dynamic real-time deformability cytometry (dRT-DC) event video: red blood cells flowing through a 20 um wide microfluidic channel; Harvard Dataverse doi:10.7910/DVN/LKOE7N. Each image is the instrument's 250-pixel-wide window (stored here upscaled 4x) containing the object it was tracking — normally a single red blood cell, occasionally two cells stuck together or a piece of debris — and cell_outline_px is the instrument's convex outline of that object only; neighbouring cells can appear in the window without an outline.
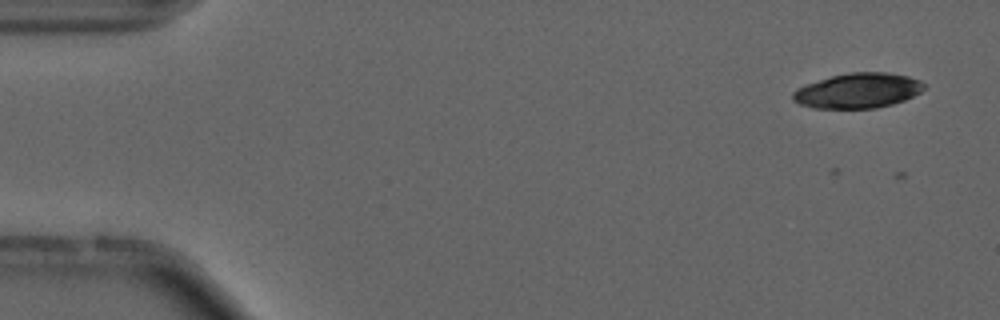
{"species": "common noctule bat (a hibernating species)", "species_latin": "Nyctalus noctula", "temperature_condition": "cold", "stored_images_in_passage": 3, "camera_frame_rate_fps": 3000, "um_per_image_px": 0.085, "animal": {"sex": "male", "forearm_length_mm": 52.5}, "frame": {"image": 1, "passage_image": 1, "time_ms": 0.0, "image_size_px": [1000, 320], "cell_outline_px": [[924, 88], [920, 92], [904, 100], [892, 104], [876, 108], [812, 108], [800, 104], [792, 100], [792, 92], [796, 88], [804, 84], [832, 76], [852, 72], [888, 72], [908, 76], [920, 80], [924, 84]], "centroid_in_image_um": [72.89, 7.7], "position_along_channel_um": 12.1, "area_um2": 26.82}}